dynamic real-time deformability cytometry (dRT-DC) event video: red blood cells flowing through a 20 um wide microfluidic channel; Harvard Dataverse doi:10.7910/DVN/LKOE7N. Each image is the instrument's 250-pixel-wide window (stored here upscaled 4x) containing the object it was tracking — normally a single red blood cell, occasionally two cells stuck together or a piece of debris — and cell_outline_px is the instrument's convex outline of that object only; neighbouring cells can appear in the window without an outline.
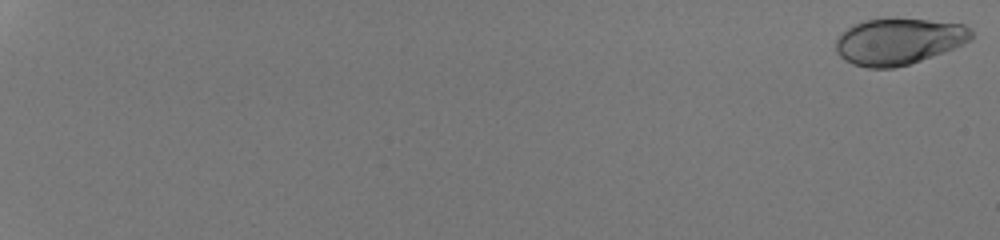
{"species": "human", "species_latin": "Homo sapiens", "temperature_condition": "room temperature", "stored_images_in_passage": 54, "camera_frame_rate_fps": 3000, "um_per_image_px": 0.085, "donor": {"sex": "male"}, "frame": {"image": 1, "passage_image": 1, "time_ms": 0.0, "image_size_px": [1000, 240], "cell_outline_px": [[972, 40], [964, 44], [920, 60], [908, 64], [892, 68], [868, 68], [852, 64], [844, 60], [836, 52], [836, 40], [848, 28], [864, 20], [892, 16], [896, 16], [964, 24], [972, 32]], "centroid_in_image_um": [76.38, 3.48], "position_along_channel_um": 8.6, "area_um2": 36.93}}
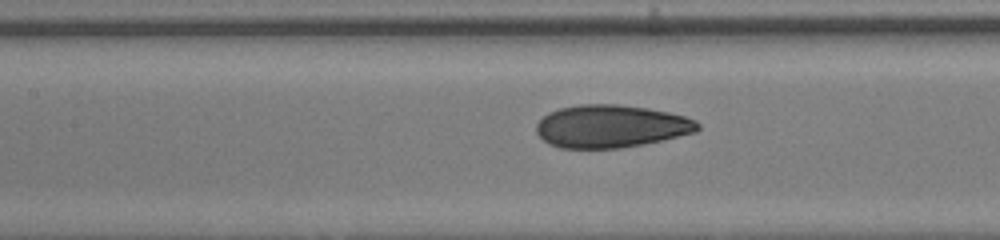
{"frame": {"image": 2, "passage_image": 31, "time_ms": 10.0, "image_size_px": [1000, 240], "cell_outline_px": [[700, 128], [696, 132], [644, 144], [620, 148], [560, 148], [548, 144], [536, 132], [536, 124], [548, 112], [560, 108], [580, 104], [620, 104], [648, 108], [668, 112], [684, 116], [696, 120], [700, 124]], "centroid_in_image_um": [51.93, 10.73], "position_along_channel_um": 155.5, "area_um2": 40.29}}
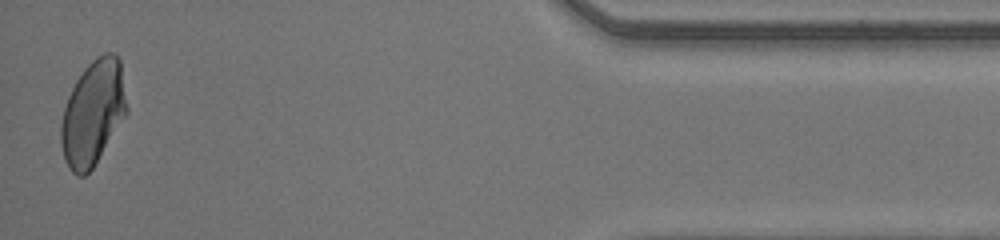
{"frame": {"image": 3, "passage_image": 54, "time_ms": 17.667, "image_size_px": [1000, 240], "cell_outline_px": [[128, 112], [92, 168], [84, 176], [76, 176], [68, 168], [64, 160], [60, 144], [60, 124], [64, 108], [68, 96], [76, 80], [84, 68], [96, 56], [104, 52], [112, 52], [120, 60], [128, 108]], "centroid_in_image_um": [7.89, 9.59], "position_along_channel_um": 427.3, "area_um2": 40.34}, "authors_computed_cell_mechanics": {"area_um2": 39.6219, "velocity_mm_per_s": 4.2457, "shape_relaxation_time_tau1_ms": 11.0875, "shape_relaxation_time_tau2_ms": null, "deformation_change_tau1": 0.3011, "deformation_change_tau2": null}}